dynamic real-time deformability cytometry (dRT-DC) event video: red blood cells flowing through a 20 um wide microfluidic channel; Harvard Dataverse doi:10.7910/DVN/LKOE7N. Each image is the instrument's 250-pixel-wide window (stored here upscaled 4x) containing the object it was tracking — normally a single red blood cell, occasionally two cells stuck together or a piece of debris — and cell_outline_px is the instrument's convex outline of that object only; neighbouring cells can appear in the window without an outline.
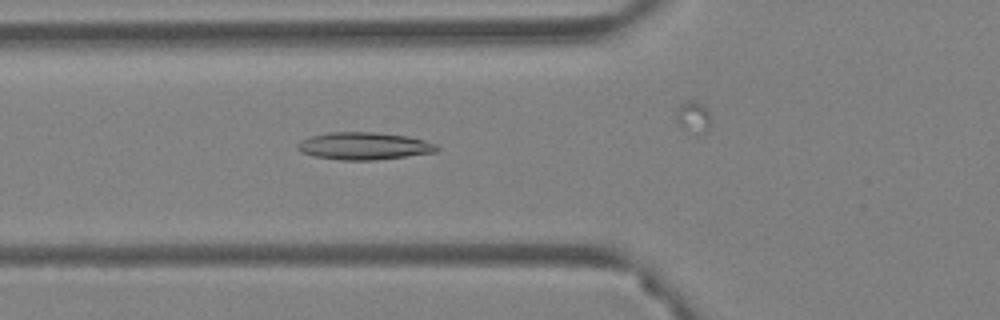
{"species": "Egyptian fruit bat (a non-hibernating species)", "species_latin": "Rousettus aegyptiacus", "temperature_condition": "warm", "stored_images_in_passage": 33, "camera_frame_rate_fps": 3000, "um_per_image_px": 0.085, "animal": {"sex": "female"}, "frame": {"image": 1, "passage_image": 6, "time_ms": 1.667, "image_size_px": [1000, 320], "cell_outline_px": [[440, 148], [436, 152], [376, 160], [340, 160], [312, 156], [296, 148], [296, 144], [300, 140], [312, 136], [332, 132], [372, 132], [408, 136], [424, 140], [436, 144]], "centroid_in_image_um": [30.94, 12.41], "position_along_channel_um": 94.9, "area_um2": 22.2}}
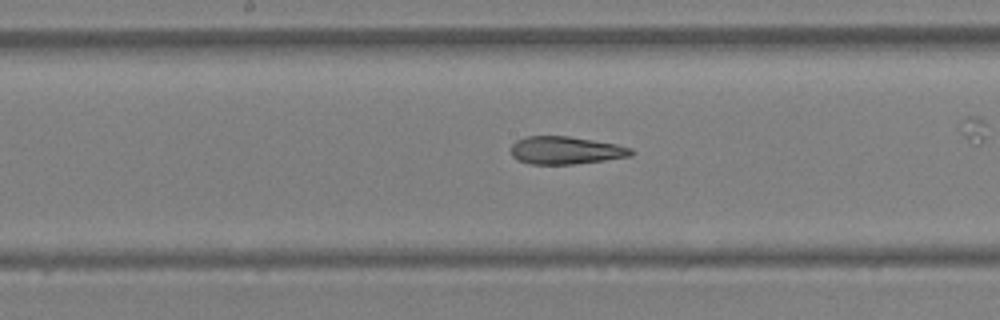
{"frame": {"image": 2, "passage_image": 15, "time_ms": 4.667, "image_size_px": [1000, 320], "cell_outline_px": [[632, 156], [604, 160], [572, 164], [532, 164], [516, 160], [512, 156], [512, 144], [516, 140], [524, 136], [568, 136], [616, 144], [632, 148]], "centroid_in_image_um": [48.05, 12.77], "position_along_channel_um": 200.1, "area_um2": 19.36}}
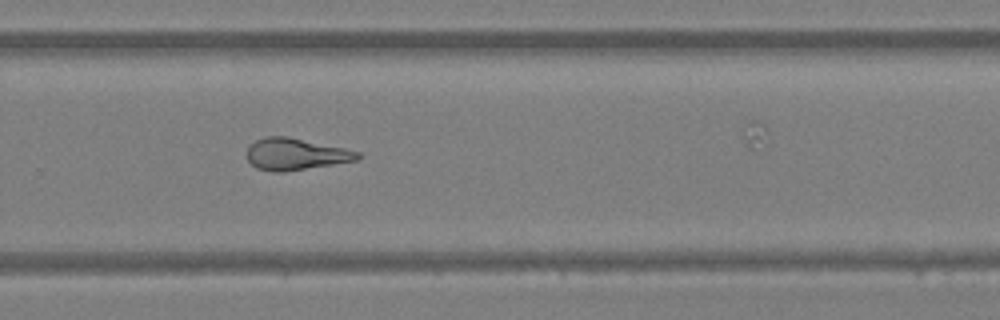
{"frame": {"image": 3, "passage_image": 24, "time_ms": 7.667, "image_size_px": [1000, 320], "cell_outline_px": [[360, 160], [284, 172], [272, 172], [256, 168], [248, 160], [248, 148], [256, 140], [264, 136], [284, 136], [344, 148], [360, 152]], "centroid_in_image_um": [25.14, 13.12], "position_along_channel_um": 304.7, "area_um2": 20.35}, "authors_computed_cell_mechanics": {"area_um2": 19.941, "velocity_mm_per_s": 3.4908, "shape_relaxation_time_tau1_ms": null, "shape_relaxation_time_tau2_ms": 3.7064, "deformation_change_tau1": null, "deformation_change_tau2": 0.1397}}